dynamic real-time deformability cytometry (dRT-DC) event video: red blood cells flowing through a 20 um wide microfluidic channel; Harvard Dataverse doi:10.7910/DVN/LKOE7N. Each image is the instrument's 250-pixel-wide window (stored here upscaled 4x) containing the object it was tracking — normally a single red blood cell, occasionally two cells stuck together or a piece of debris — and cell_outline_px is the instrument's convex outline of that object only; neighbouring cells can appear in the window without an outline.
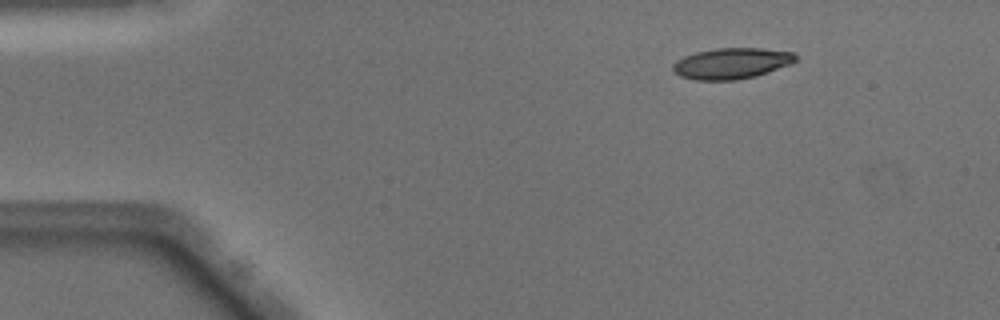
{"species": "Egyptian fruit bat (a non-hibernating species)", "species_latin": "Rousettus aegyptiacus", "temperature_condition": "warm", "stored_images_in_passage": 50, "camera_frame_rate_fps": 3000, "um_per_image_px": 0.085, "animal": {"sex": "male"}, "frame": {"image": 1, "passage_image": 7, "time_ms": 2.0, "image_size_px": [1000, 320], "cell_outline_px": [[796, 60], [792, 64], [756, 76], [736, 80], [696, 80], [680, 76], [672, 72], [672, 64], [676, 60], [684, 56], [696, 52], [716, 48], [760, 48], [792, 52], [796, 56]], "centroid_in_image_um": [62.15, 5.39], "position_along_channel_um": 22.8, "area_um2": 22.25}}
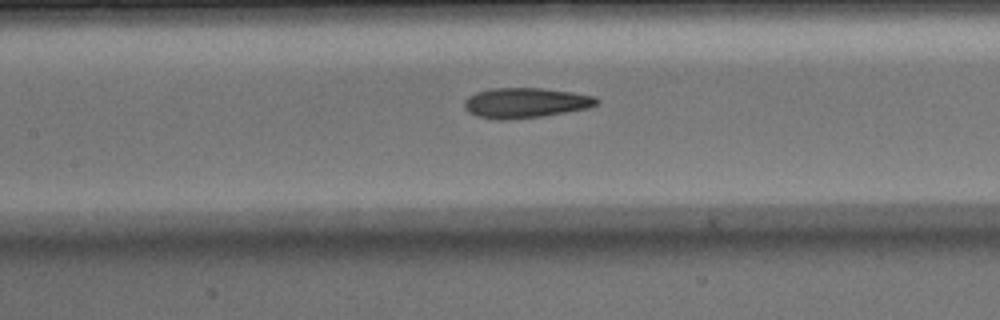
{"frame": {"image": 2, "passage_image": 23, "time_ms": 7.333, "image_size_px": [1000, 320], "cell_outline_px": [[600, 100], [596, 104], [588, 108], [540, 116], [504, 120], [500, 120], [476, 116], [468, 112], [464, 108], [464, 100], [468, 96], [476, 92], [492, 88], [544, 88], [572, 92], [596, 96]], "centroid_in_image_um": [44.64, 8.73], "position_along_channel_um": 162.8, "area_um2": 23.24}}
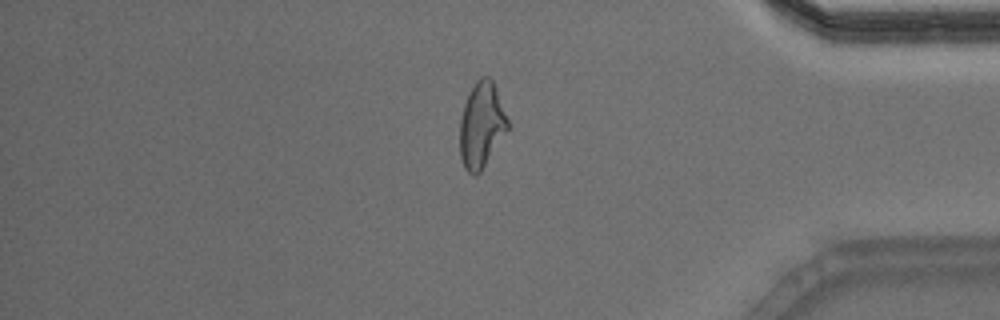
{"frame": {"image": 3, "passage_image": 42, "time_ms": 13.667, "image_size_px": [1000, 320], "cell_outline_px": [[508, 128], [480, 172], [476, 176], [472, 176], [464, 168], [460, 156], [460, 120], [464, 104], [476, 80], [480, 76], [488, 76], [492, 80], [496, 88], [508, 120]], "centroid_in_image_um": [40.91, 10.64], "position_along_channel_um": 394.3, "area_um2": 23.52}, "authors_computed_cell_mechanics": {"area_um2": 23.12, "velocity_mm_per_s": 4.0631, "shape_relaxation_time_tau1_ms": 6.9155, "shape_relaxation_time_tau2_ms": 2.0313, "deformation_change_tau1": 0.2246, "deformation_change_tau2": 0.1076}}